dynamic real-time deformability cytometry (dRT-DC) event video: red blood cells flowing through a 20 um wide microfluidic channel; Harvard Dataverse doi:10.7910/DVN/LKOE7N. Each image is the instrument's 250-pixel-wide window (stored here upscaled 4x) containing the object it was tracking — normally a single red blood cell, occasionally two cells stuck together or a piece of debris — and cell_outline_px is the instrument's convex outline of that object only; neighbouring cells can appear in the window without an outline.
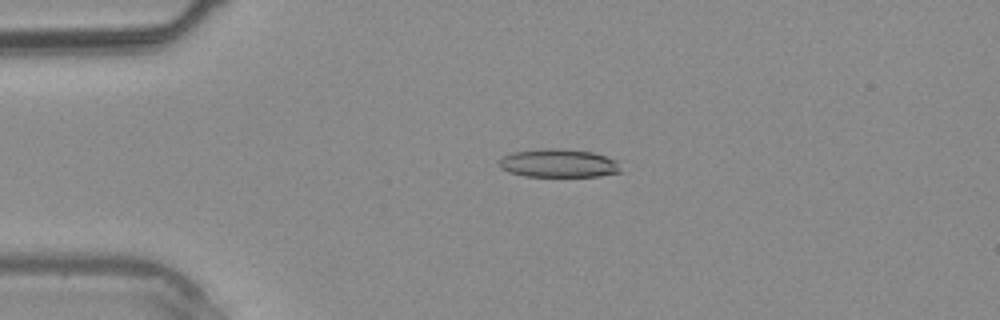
{"species": "common noctule bat (a hibernating species)", "species_latin": "Nyctalus noctula", "temperature_condition": "warm", "stored_images_in_passage": 4, "camera_frame_rate_fps": 3000, "um_per_image_px": 0.085, "animal": {"sex": "male", "body_mass_g": 20.4}, "frame": {"image": 1, "passage_image": 3, "time_ms": 2.333, "image_size_px": [1000, 320], "cell_outline_px": [[620, 172], [600, 176], [524, 176], [508, 172], [500, 168], [500, 160], [504, 156], [512, 152], [540, 148], [560, 148], [592, 152], [616, 160]], "centroid_in_image_um": [47.44, 13.87], "position_along_channel_um": 37.6, "area_um2": 20.0}}